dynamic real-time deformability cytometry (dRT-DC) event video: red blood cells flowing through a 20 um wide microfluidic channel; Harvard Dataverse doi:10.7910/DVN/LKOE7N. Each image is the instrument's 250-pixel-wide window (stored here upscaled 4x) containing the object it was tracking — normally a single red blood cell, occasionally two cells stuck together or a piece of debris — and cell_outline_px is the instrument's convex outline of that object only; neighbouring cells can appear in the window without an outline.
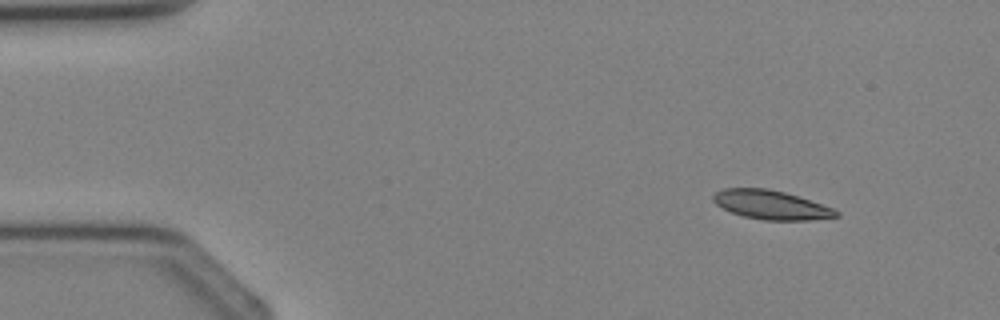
{"species": "Egyptian fruit bat (a non-hibernating species)", "species_latin": "Rousettus aegyptiacus", "temperature_condition": "cold", "stored_images_in_passage": 4, "camera_frame_rate_fps": 3000, "um_per_image_px": 0.085, "animal": {"sex": "female"}, "frame": {"image": 1, "passage_image": 1, "time_ms": 0.0, "image_size_px": [1000, 320], "cell_outline_px": [[840, 216], [808, 220], [764, 220], [744, 216], [732, 212], [716, 204], [712, 200], [712, 196], [716, 192], [724, 188], [768, 188], [784, 192], [832, 208], [840, 212]], "centroid_in_image_um": [65.52, 17.41], "position_along_channel_um": 19.5, "area_um2": 20.46}}